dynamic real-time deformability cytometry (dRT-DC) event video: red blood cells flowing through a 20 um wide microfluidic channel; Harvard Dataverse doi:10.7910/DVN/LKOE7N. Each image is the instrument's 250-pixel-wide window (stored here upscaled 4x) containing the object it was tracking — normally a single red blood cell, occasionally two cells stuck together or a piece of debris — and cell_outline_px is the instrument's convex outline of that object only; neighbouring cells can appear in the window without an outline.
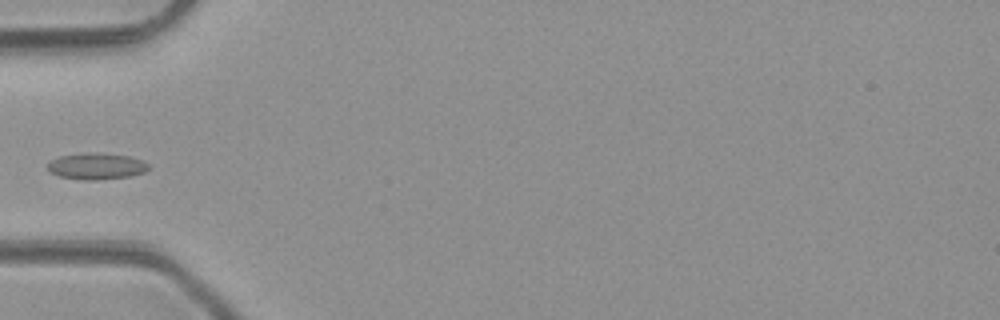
{"species": "common noctule bat (a hibernating species)", "species_latin": "Nyctalus noctula", "temperature_condition": "room temperature", "stored_images_in_passage": 4, "camera_frame_rate_fps": 3000, "um_per_image_px": 0.085, "animal": {"sex": "male", "body_mass_g": 23.1, "forearm_length_mm": 52.7}, "frame": {"image": 1, "passage_image": 4, "time_ms": 3.333, "image_size_px": [1000, 320], "cell_outline_px": [[148, 168], [144, 172], [132, 176], [96, 180], [80, 180], [60, 176], [48, 172], [48, 164], [52, 160], [60, 156], [80, 152], [100, 152], [128, 156], [144, 160], [148, 164]], "centroid_in_image_um": [8.19, 14.12], "position_along_channel_um": 76.8, "area_um2": 15.78}}